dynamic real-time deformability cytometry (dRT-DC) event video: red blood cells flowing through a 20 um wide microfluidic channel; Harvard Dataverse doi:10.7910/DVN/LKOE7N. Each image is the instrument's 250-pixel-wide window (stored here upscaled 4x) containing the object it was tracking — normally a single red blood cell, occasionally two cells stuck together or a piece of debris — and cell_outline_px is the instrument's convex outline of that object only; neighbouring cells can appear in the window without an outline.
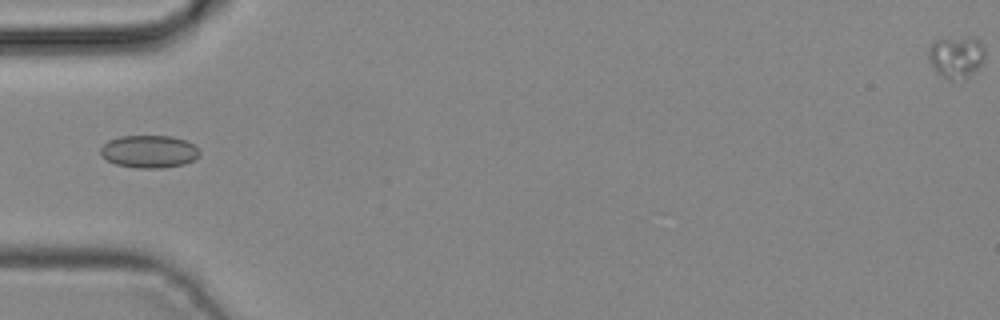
{"species": "common noctule bat (a hibernating species)", "species_latin": "Nyctalus noctula", "temperature_condition": "cold", "stored_images_in_passage": 1, "camera_frame_rate_fps": 3000, "um_per_image_px": 0.085, "animal": {"sex": "male", "body_mass_g": 19.2, "forearm_length_mm": 51.8}, "frame": {"image": 1, "passage_image": 1, "time_ms": 0.0, "image_size_px": [1000, 320], "cell_outline_px": [[200, 156], [184, 164], [164, 168], [136, 168], [116, 164], [100, 156], [100, 148], [108, 140], [120, 136], [172, 136], [184, 140], [192, 144], [200, 152]], "centroid_in_image_um": [12.65, 12.88], "position_along_channel_um": 72.4, "area_um2": 18.84}}